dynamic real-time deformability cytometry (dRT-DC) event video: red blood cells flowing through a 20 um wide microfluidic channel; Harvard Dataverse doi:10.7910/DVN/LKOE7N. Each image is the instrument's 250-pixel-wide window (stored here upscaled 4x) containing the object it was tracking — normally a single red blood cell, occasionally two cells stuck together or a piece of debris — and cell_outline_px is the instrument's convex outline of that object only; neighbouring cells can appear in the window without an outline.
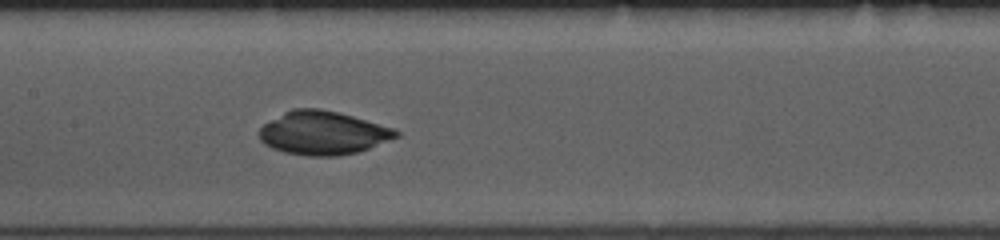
{"species": "common noctule bat (a hibernating species)", "species_latin": "Nyctalus noctula", "temperature_condition": "room temperature", "stored_images_in_passage": 43, "camera_frame_rate_fps": 3000, "um_per_image_px": 0.085, "animal": {"sex": "female", "body_mass_g": 10.0, "forearm_length_mm": 53.1}, "frame": {"image": 1, "passage_image": 19, "time_ms": 6.0, "image_size_px": [1000, 240], "cell_outline_px": [[400, 136], [368, 148], [356, 152], [336, 156], [308, 156], [284, 152], [272, 148], [264, 144], [260, 140], [260, 128], [264, 124], [284, 112], [292, 108], [320, 108], [352, 116], [396, 128], [400, 132]], "centroid_in_image_um": [27.46, 11.3], "position_along_channel_um": 179.9, "area_um2": 34.56}}
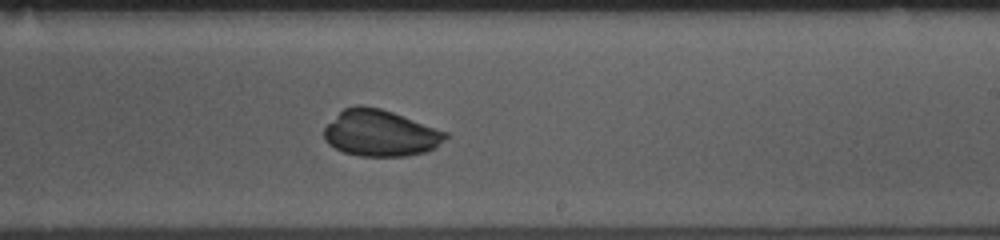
{"frame": {"image": 2, "passage_image": 25, "time_ms": 8.0, "image_size_px": [1000, 240], "cell_outline_px": [[448, 136], [444, 140], [432, 148], [424, 152], [404, 156], [360, 156], [344, 152], [328, 144], [324, 140], [324, 128], [344, 108], [356, 104], [360, 104], [380, 108], [392, 112], [448, 132]], "centroid_in_image_um": [32.3, 11.31], "position_along_channel_um": 256.7, "area_um2": 32.54}}
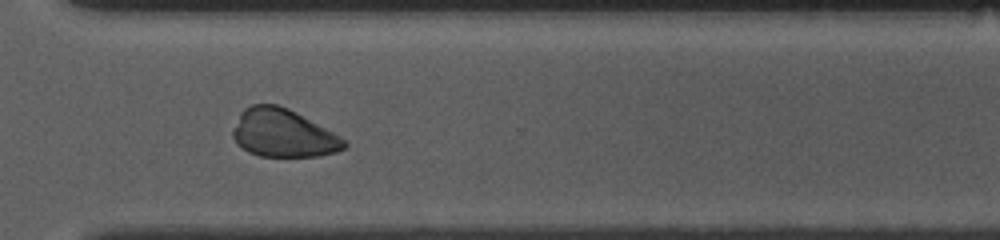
{"frame": {"image": 3, "passage_image": 32, "time_ms": 10.333, "image_size_px": [1000, 240], "cell_outline_px": [[348, 144], [344, 148], [336, 152], [316, 156], [260, 156], [248, 152], [236, 144], [232, 136], [232, 132], [240, 112], [244, 108], [252, 104], [276, 104], [288, 108], [340, 136]], "centroid_in_image_um": [24.03, 11.32], "position_along_channel_um": 346.6, "area_um2": 30.98}}